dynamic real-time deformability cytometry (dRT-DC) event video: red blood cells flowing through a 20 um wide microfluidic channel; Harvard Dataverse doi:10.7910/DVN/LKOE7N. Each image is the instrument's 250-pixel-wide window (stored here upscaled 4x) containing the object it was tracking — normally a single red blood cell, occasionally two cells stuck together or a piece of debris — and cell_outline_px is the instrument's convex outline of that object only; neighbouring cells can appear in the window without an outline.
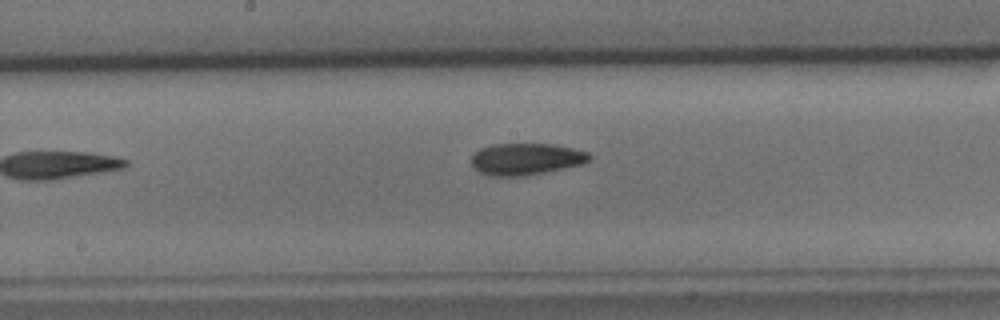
{"species": "common noctule bat (a hibernating species)", "species_latin": "Nyctalus noctula", "temperature_condition": "cold", "stored_images_in_passage": 6, "camera_frame_rate_fps": 3000, "um_per_image_px": 0.085, "animal": {"sex": "male", "body_mass_g": 15.6}, "frame": {"image": 1, "passage_image": 5, "time_ms": 4.667, "image_size_px": [1000, 320], "cell_outline_px": [[592, 160], [584, 164], [524, 176], [488, 176], [480, 172], [472, 164], [472, 156], [480, 148], [492, 144], [552, 144], [572, 148], [588, 152], [592, 156]], "centroid_in_image_um": [44.74, 13.52], "position_along_channel_um": 203.5, "area_um2": 21.85}}
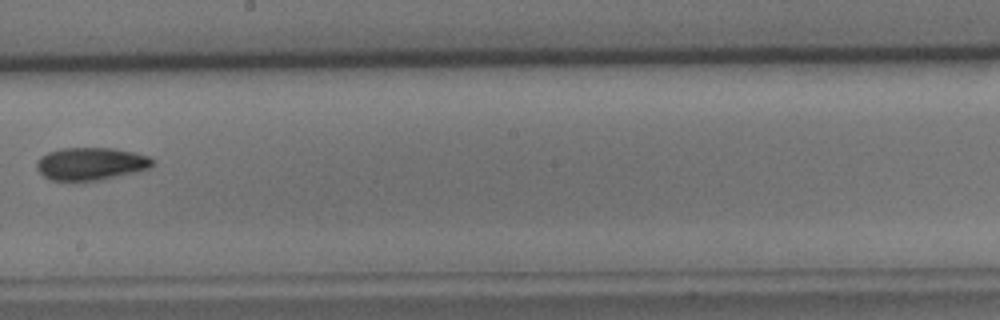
{"frame": {"image": 2, "passage_image": 6, "time_ms": 5.667, "image_size_px": [1000, 320], "cell_outline_px": [[156, 164], [152, 168], [136, 172], [100, 180], [48, 180], [36, 168], [36, 160], [40, 156], [48, 152], [60, 148], [112, 148], [136, 152], [148, 156], [156, 160]], "centroid_in_image_um": [7.76, 13.91], "position_along_channel_um": 240.4, "area_um2": 22.37}}